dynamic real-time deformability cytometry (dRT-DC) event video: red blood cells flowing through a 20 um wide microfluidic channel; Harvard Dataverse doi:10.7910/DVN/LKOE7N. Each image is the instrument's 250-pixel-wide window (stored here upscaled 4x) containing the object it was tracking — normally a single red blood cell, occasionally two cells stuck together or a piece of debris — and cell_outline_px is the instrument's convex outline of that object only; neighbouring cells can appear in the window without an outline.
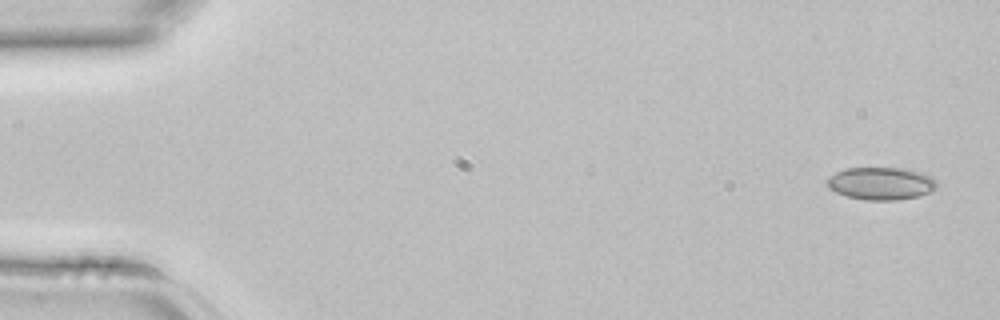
{"species": "common noctule bat (a hibernating species)", "species_latin": "Nyctalus noctula", "temperature_condition": "room temperature", "stored_images_in_passage": 4, "camera_frame_rate_fps": 3000, "um_per_image_px": 0.085, "animal": {"sex": "female", "body_mass_g": 22.7, "forearm_length_mm": 54.2}, "frame": {"image": 1, "passage_image": 1, "time_ms": 0.0, "image_size_px": [1000, 320], "cell_outline_px": [[936, 188], [920, 196], [896, 200], [864, 200], [848, 196], [836, 192], [828, 188], [824, 180], [836, 172], [844, 168], [904, 168], [920, 172], [932, 176], [936, 180]], "centroid_in_image_um": [74.86, 15.59], "position_along_channel_um": 10.1, "area_um2": 20.98}}
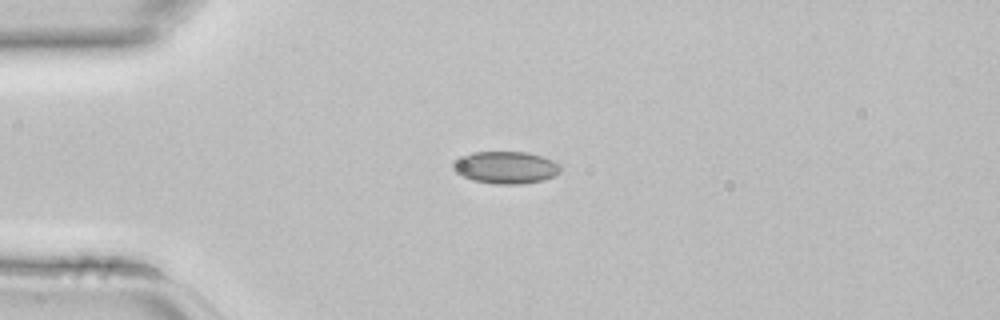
{"frame": {"image": 2, "passage_image": 3, "time_ms": 0.667, "image_size_px": [1000, 320], "cell_outline_px": [[560, 172], [544, 180], [520, 184], [496, 184], [472, 180], [456, 172], [452, 168], [452, 164], [456, 160], [472, 152], [528, 152], [556, 160], [560, 164]], "centroid_in_image_um": [43.03, 14.23], "position_along_channel_um": 42.0, "area_um2": 20.17}}
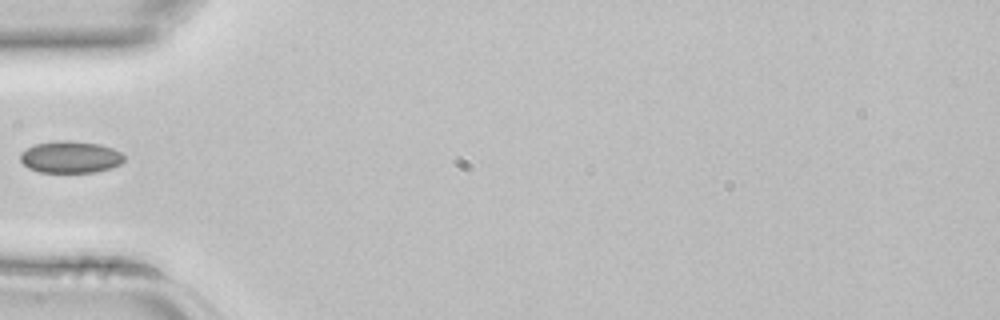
{"frame": {"image": 3, "passage_image": 4, "time_ms": 1.0, "image_size_px": [1000, 320], "cell_outline_px": [[124, 160], [120, 164], [112, 168], [96, 172], [40, 172], [28, 168], [20, 160], [20, 152], [36, 144], [100, 144], [112, 148], [120, 152], [124, 156]], "centroid_in_image_um": [6.01, 13.42], "position_along_channel_um": 79.0, "area_um2": 18.26}}